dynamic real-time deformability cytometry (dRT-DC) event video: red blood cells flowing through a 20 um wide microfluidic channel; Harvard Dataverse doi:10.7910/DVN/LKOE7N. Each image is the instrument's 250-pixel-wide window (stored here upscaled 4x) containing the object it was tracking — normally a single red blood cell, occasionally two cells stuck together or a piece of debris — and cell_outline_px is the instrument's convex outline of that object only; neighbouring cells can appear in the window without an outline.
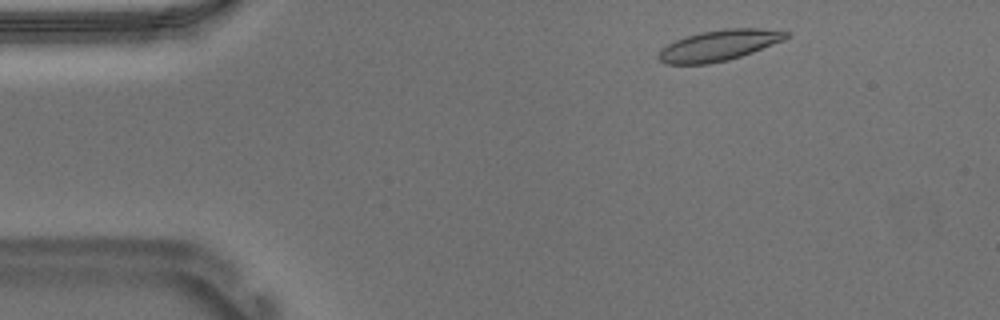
{"species": "Egyptian fruit bat (a non-hibernating species)", "species_latin": "Rousettus aegyptiacus", "temperature_condition": "warm", "stored_images_in_passage": 51, "camera_frame_rate_fps": 3000, "um_per_image_px": 0.085, "animal": {"sex": "male"}, "frame": {"image": 1, "passage_image": 4, "time_ms": 1.0, "image_size_px": [1000, 320], "cell_outline_px": [[792, 32], [784, 40], [752, 52], [728, 60], [708, 64], [664, 64], [656, 56], [668, 44], [676, 40], [700, 32], [724, 28], [760, 28]], "centroid_in_image_um": [61.13, 3.85], "position_along_channel_um": 23.9, "area_um2": 22.77}}
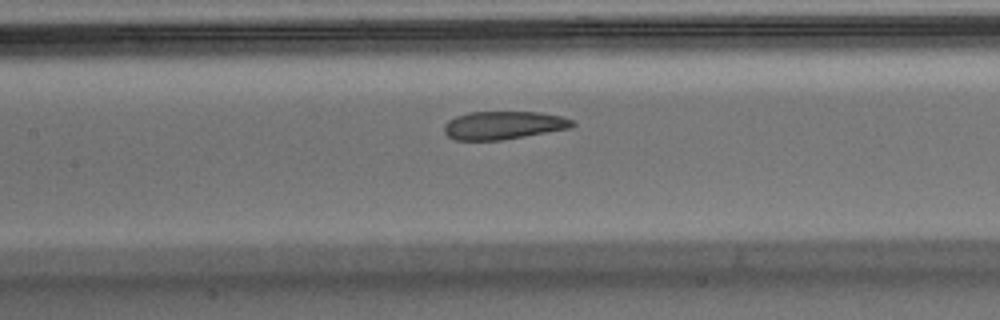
{"frame": {"image": 2, "passage_image": 21, "time_ms": 6.667, "image_size_px": [1000, 320], "cell_outline_px": [[576, 124], [572, 128], [504, 140], [456, 140], [448, 136], [444, 132], [444, 124], [448, 120], [456, 116], [468, 112], [540, 112], [564, 116], [572, 120]], "centroid_in_image_um": [42.83, 10.64], "position_along_channel_um": 164.6, "area_um2": 21.27}}
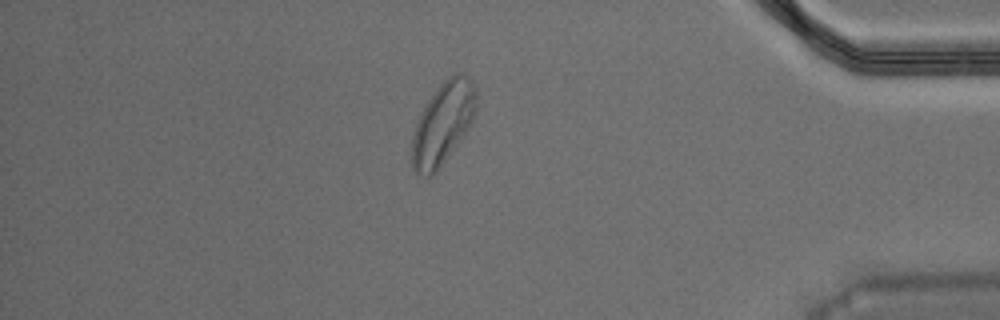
{"frame": {"image": 3, "passage_image": 43, "time_ms": 14.0, "image_size_px": [1000, 320], "cell_outline_px": [[476, 112], [468, 128], [436, 172], [432, 176], [424, 176], [416, 172], [412, 168], [412, 136], [416, 124], [428, 100], [440, 84], [448, 76], [456, 72], [460, 72], [468, 76], [476, 84]], "centroid_in_image_um": [37.67, 10.44], "position_along_channel_um": 397.5, "area_um2": 30.46}, "authors_computed_cell_mechanics": {"area_um2": 22.7732, "velocity_mm_per_s": 3.6745, "shape_relaxation_time_tau1_ms": 9.2982, "shape_relaxation_time_tau2_ms": 1.6201, "deformation_change_tau1": 0.1938, "deformation_change_tau2": 0.0691}}